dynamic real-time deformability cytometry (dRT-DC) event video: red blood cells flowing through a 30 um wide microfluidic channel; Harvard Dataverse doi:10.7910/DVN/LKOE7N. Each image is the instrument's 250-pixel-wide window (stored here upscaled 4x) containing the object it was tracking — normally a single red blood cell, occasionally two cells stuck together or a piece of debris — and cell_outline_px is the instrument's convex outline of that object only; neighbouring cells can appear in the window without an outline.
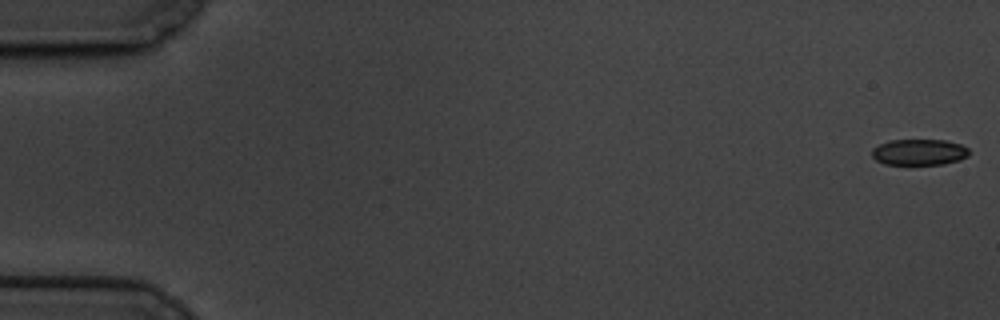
{"species": "common noctule bat (a hibernating species)", "species_latin": "Nyctalus noctula", "temperature_condition": "cold", "stored_images_in_passage": 60, "camera_frame_rate_fps": 3000, "um_per_image_px": 0.085, "animal": {"sex": "male", "body_mass_g": 19.5, "forearm_length_mm": 54.6}, "frame": {"image": 1, "passage_image": 1, "time_ms": 0.0, "image_size_px": [1000, 320], "cell_outline_px": [[968, 156], [960, 160], [944, 164], [884, 164], [876, 160], [872, 156], [872, 148], [888, 140], [944, 140], [960, 144], [968, 148]], "centroid_in_image_um": [78.12, 12.93], "position_along_channel_um": 6.9, "area_um2": 14.74}}
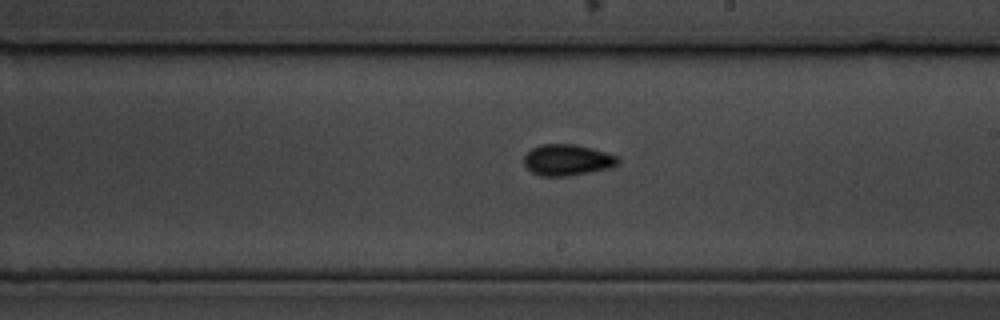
{"frame": {"image": 2, "passage_image": 35, "time_ms": 11.333, "image_size_px": [1000, 320], "cell_outline_px": [[620, 164], [612, 168], [568, 176], [540, 176], [532, 172], [524, 164], [524, 156], [532, 148], [540, 144], [572, 144], [592, 148], [620, 156]], "centroid_in_image_um": [48.27, 13.6], "position_along_channel_um": 240.7, "area_um2": 17.28}}
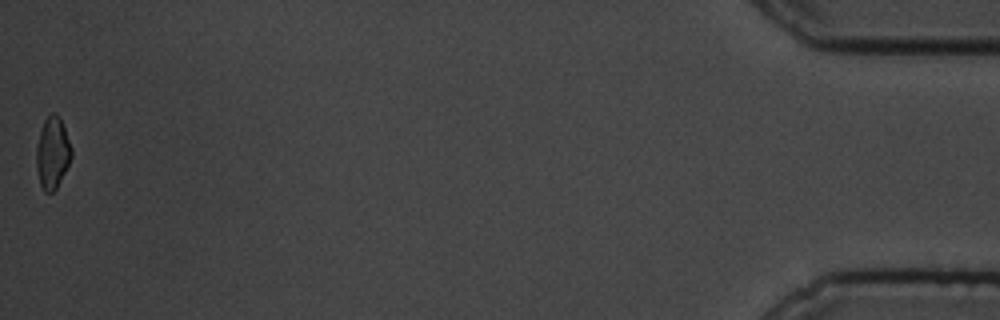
{"frame": {"image": 3, "passage_image": 60, "time_ms": 19.667, "image_size_px": [1000, 320], "cell_outline_px": [[72, 156], [56, 188], [52, 192], [44, 192], [40, 184], [36, 168], [36, 148], [40, 132], [44, 120], [52, 112], [56, 112], [60, 116], [72, 148]], "centroid_in_image_um": [4.46, 12.96], "position_along_channel_um": 430.7, "area_um2": 14.62}, "authors_computed_cell_mechanics": {"area_um2": 16.1262, "velocity_mm_per_s": 3.3898, "shape_relaxation_time_tau1_ms": 2.9094, "shape_relaxation_time_tau2_ms": 1.4061, "deformation_change_tau1": 0.0644, "deformation_change_tau2": 0.0469}}